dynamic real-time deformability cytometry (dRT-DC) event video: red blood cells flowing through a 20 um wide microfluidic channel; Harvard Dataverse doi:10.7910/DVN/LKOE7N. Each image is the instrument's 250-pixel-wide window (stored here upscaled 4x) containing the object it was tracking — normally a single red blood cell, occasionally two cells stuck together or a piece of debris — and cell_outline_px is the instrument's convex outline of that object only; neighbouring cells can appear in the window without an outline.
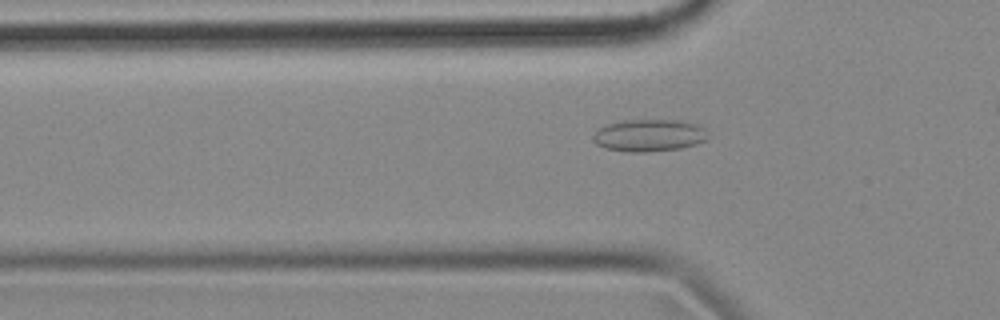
{"species": "common noctule bat (a hibernating species)", "species_latin": "Nyctalus noctula", "temperature_condition": "cold", "stored_images_in_passage": 43, "camera_frame_rate_fps": 3000, "um_per_image_px": 0.085, "animal": {"sex": "female", "body_mass_g": 18.4}, "frame": {"image": 1, "passage_image": 15, "time_ms": 4.667, "image_size_px": [1000, 320], "cell_outline_px": [[708, 136], [704, 140], [696, 144], [680, 148], [644, 152], [628, 152], [604, 148], [596, 144], [592, 140], [592, 136], [604, 124], [624, 120], [680, 120], [696, 124], [704, 128]], "centroid_in_image_um": [55.13, 11.5], "position_along_channel_um": 70.7, "area_um2": 21.56}}
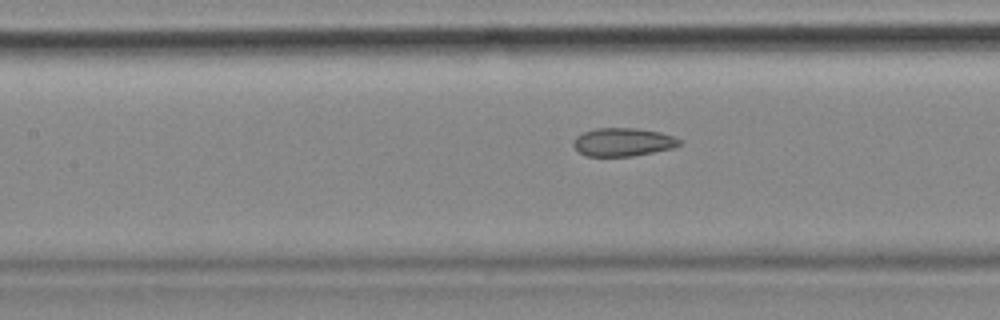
{"frame": {"image": 2, "passage_image": 22, "time_ms": 7.0, "image_size_px": [1000, 320], "cell_outline_px": [[680, 144], [672, 148], [632, 156], [584, 156], [572, 144], [576, 136], [584, 132], [596, 128], [636, 128], [660, 132], [672, 136], [680, 140]], "centroid_in_image_um": [52.92, 12.07], "position_along_channel_um": 154.5, "area_um2": 17.28}}
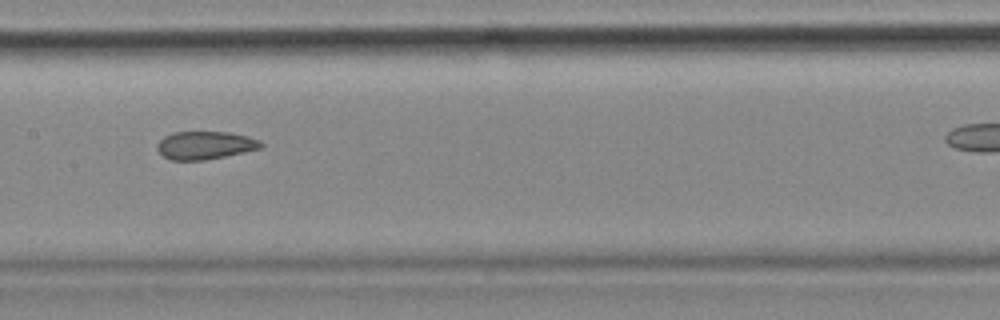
{"frame": {"image": 3, "passage_image": 25, "time_ms": 8.0, "image_size_px": [1000, 320], "cell_outline_px": [[264, 144], [260, 148], [244, 152], [204, 160], [172, 160], [164, 156], [156, 148], [156, 144], [164, 136], [172, 132], [228, 132], [248, 136], [260, 140]], "centroid_in_image_um": [17.42, 12.34], "position_along_channel_um": 190.0, "area_um2": 16.88}}